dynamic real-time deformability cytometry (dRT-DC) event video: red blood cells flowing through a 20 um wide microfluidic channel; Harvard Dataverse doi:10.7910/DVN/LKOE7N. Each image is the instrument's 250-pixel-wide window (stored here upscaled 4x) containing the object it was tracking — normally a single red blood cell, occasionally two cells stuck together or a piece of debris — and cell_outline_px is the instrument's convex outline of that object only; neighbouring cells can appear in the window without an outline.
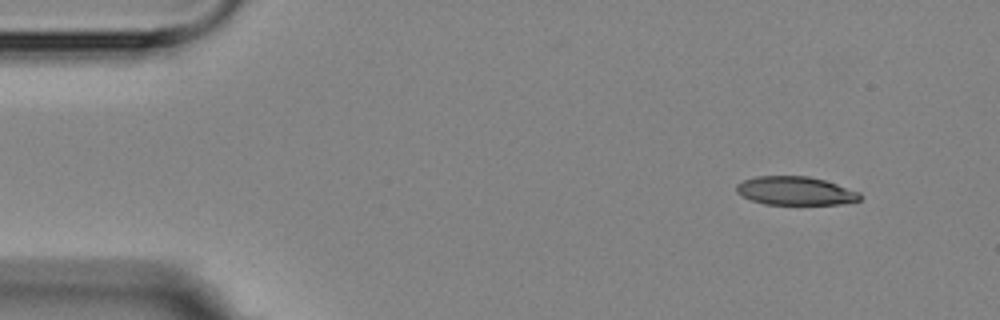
{"species": "Egyptian fruit bat (a non-hibernating species)", "species_latin": "Rousettus aegyptiacus", "temperature_condition": "room temperature", "stored_images_in_passage": 4, "camera_frame_rate_fps": 3000, "um_per_image_px": 0.085, "animal": {"sex": "female"}, "frame": {"image": 1, "passage_image": 1, "time_ms": 0.0, "image_size_px": [1000, 320], "cell_outline_px": [[860, 200], [844, 204], [764, 204], [752, 200], [736, 192], [736, 184], [744, 180], [756, 176], [808, 176], [824, 180], [860, 192]], "centroid_in_image_um": [67.6, 16.22], "position_along_channel_um": 17.4, "area_um2": 20.4}}
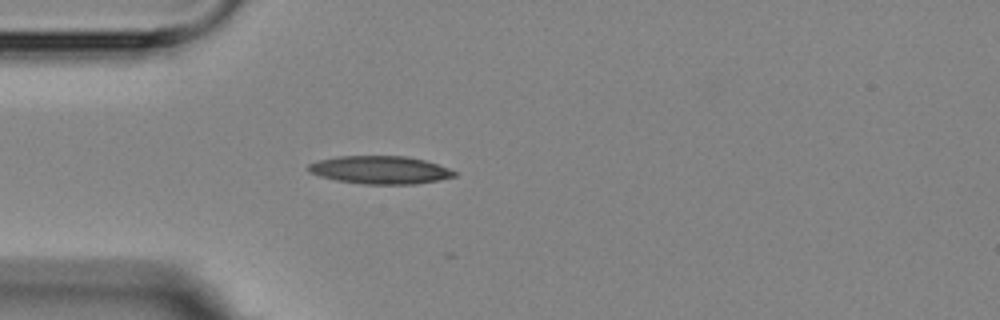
{"frame": {"image": 2, "passage_image": 4, "time_ms": 3.333, "image_size_px": [1000, 320], "cell_outline_px": [[456, 176], [416, 184], [364, 184], [336, 180], [320, 176], [308, 172], [304, 168], [308, 164], [316, 160], [336, 156], [404, 156], [424, 160], [448, 168], [456, 172]], "centroid_in_image_um": [32.22, 14.44], "position_along_channel_um": 52.8, "area_um2": 23.81}}